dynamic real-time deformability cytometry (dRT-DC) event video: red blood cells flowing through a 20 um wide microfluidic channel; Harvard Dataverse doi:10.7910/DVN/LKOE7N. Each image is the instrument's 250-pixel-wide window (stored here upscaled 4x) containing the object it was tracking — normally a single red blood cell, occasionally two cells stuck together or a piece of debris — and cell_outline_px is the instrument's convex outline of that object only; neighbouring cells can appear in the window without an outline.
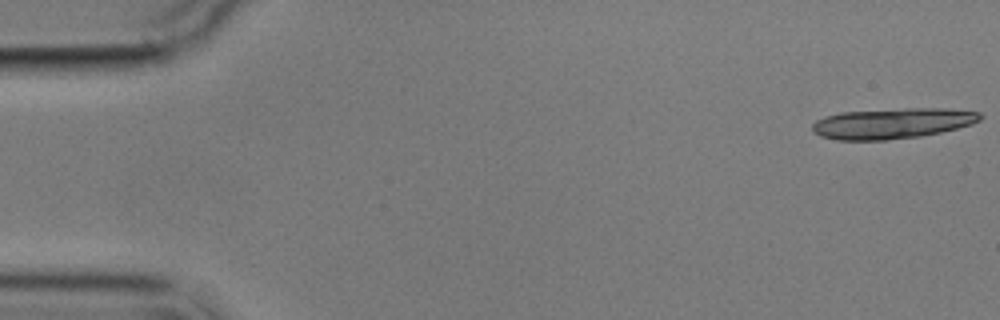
{"species": "common noctule bat (a hibernating species)", "species_latin": "Nyctalus noctula", "temperature_condition": "cold", "stored_images_in_passage": 5, "camera_frame_rate_fps": 3000, "um_per_image_px": 0.085, "animal": {"sex": "male", "body_mass_g": 17.9}, "frame": {"image": 1, "passage_image": 1, "time_ms": 0.0, "image_size_px": [1000, 320], "cell_outline_px": [[984, 116], [980, 120], [972, 124], [940, 132], [920, 136], [884, 140], [836, 140], [820, 136], [812, 132], [812, 124], [816, 120], [824, 116], [840, 112], [904, 108], [944, 108], [980, 112]], "centroid_in_image_um": [75.82, 10.48], "position_along_channel_um": 9.2, "area_um2": 30.06}}